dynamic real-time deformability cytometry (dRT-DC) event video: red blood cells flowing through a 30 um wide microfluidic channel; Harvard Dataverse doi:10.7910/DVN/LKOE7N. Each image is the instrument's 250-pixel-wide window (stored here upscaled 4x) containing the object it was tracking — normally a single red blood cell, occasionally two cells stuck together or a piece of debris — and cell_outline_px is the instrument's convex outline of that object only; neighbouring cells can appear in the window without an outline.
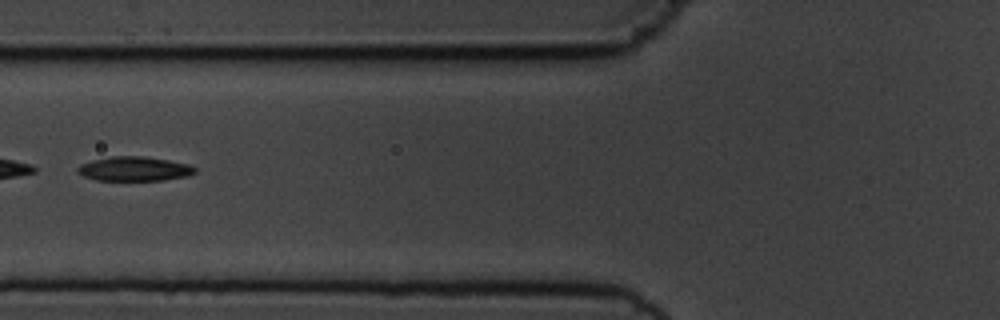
{"species": "common noctule bat (a hibernating species)", "species_latin": "Nyctalus noctula", "temperature_condition": "cold", "stored_images_in_passage": 7, "segment_of_instrument_passage": [2, 2], "camera_frame_rate_fps": 3000, "um_per_image_px": 0.085, "animal": {"sex": "male", "body_mass_g": 19.5, "forearm_length_mm": 54.6}, "frame": {"image": 1, "passage_image": 4, "time_ms": 3.667, "image_size_px": [1000, 320], "cell_outline_px": [[196, 172], [188, 176], [164, 180], [96, 180], [84, 176], [76, 172], [76, 168], [80, 164], [92, 160], [112, 156], [144, 156], [168, 160], [188, 164], [196, 168]], "centroid_in_image_um": [11.4, 14.35], "position_along_channel_um": 114.4, "area_um2": 16.7}}
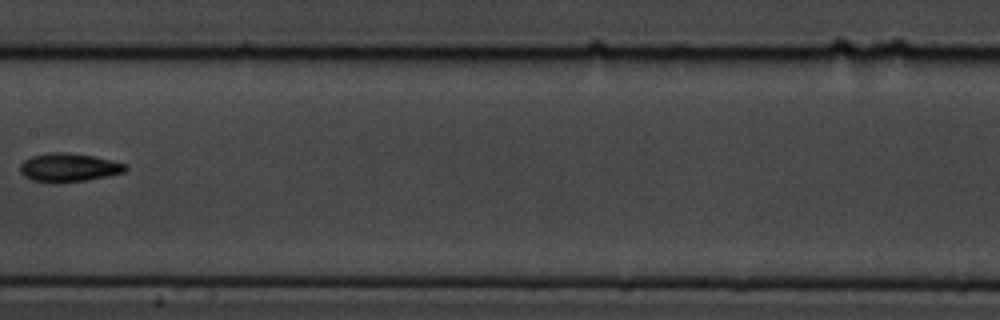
{"frame": {"image": 2, "passage_image": 6, "time_ms": 6.0, "image_size_px": [1000, 320], "cell_outline_px": [[128, 168], [124, 172], [108, 176], [88, 180], [60, 184], [52, 184], [32, 180], [24, 176], [20, 172], [20, 164], [24, 160], [32, 156], [48, 152], [68, 152], [96, 156], [128, 164]], "centroid_in_image_um": [5.85, 14.25], "position_along_channel_um": 201.5, "area_um2": 18.09}}
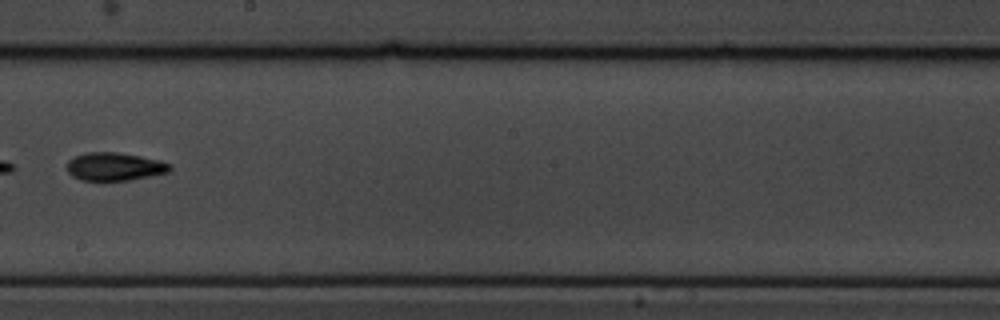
{"frame": {"image": 3, "passage_image": 7, "time_ms": 7.0, "image_size_px": [1000, 320], "cell_outline_px": [[172, 168], [168, 172], [152, 176], [128, 180], [80, 180], [72, 176], [68, 172], [68, 160], [76, 156], [88, 152], [116, 152], [140, 156], [160, 160], [172, 164]], "centroid_in_image_um": [9.77, 14.16], "position_along_channel_um": 238.4, "area_um2": 16.82}}